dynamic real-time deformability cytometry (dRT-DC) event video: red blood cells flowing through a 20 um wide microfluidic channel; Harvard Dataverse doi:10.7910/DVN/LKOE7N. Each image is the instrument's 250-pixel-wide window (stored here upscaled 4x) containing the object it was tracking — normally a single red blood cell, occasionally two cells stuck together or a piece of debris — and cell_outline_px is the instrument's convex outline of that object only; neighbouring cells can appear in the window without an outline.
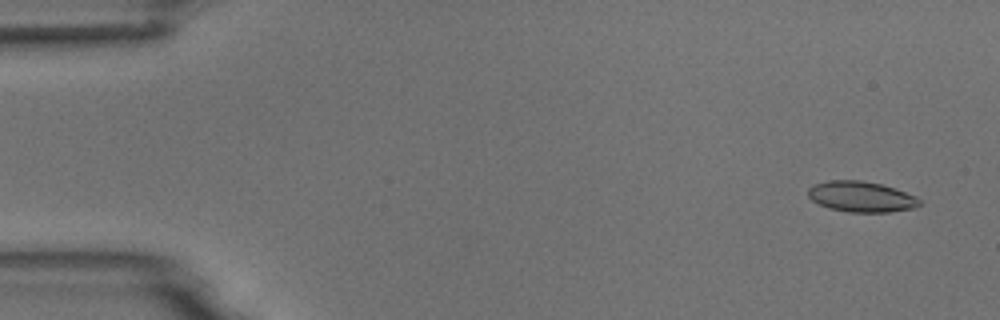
{"species": "common noctule bat (a hibernating species)", "species_latin": "Nyctalus noctula", "temperature_condition": "room temperature", "stored_images_in_passage": 7, "camera_frame_rate_fps": 3000, "um_per_image_px": 0.085, "animal": {"sex": "male", "body_mass_g": 18.8}, "frame": {"image": 1, "passage_image": 1, "time_ms": 0.0, "image_size_px": [1000, 320], "cell_outline_px": [[920, 204], [912, 208], [888, 212], [848, 212], [828, 208], [812, 200], [808, 196], [808, 188], [812, 184], [828, 180], [860, 180], [880, 184], [916, 196], [920, 200]], "centroid_in_image_um": [73.15, 16.71], "position_along_channel_um": 11.9, "area_um2": 19.77}}
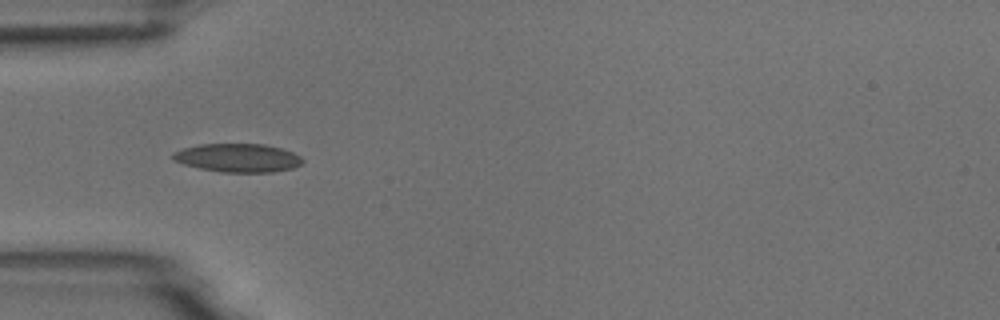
{"frame": {"image": 2, "passage_image": 5, "time_ms": 4.667, "image_size_px": [1000, 320], "cell_outline_px": [[304, 160], [300, 164], [292, 168], [272, 172], [220, 172], [200, 168], [184, 164], [172, 160], [172, 152], [184, 148], [200, 144], [264, 144], [280, 148], [292, 152], [300, 156]], "centroid_in_image_um": [20.19, 13.41], "position_along_channel_um": 64.8, "area_um2": 21.44}}